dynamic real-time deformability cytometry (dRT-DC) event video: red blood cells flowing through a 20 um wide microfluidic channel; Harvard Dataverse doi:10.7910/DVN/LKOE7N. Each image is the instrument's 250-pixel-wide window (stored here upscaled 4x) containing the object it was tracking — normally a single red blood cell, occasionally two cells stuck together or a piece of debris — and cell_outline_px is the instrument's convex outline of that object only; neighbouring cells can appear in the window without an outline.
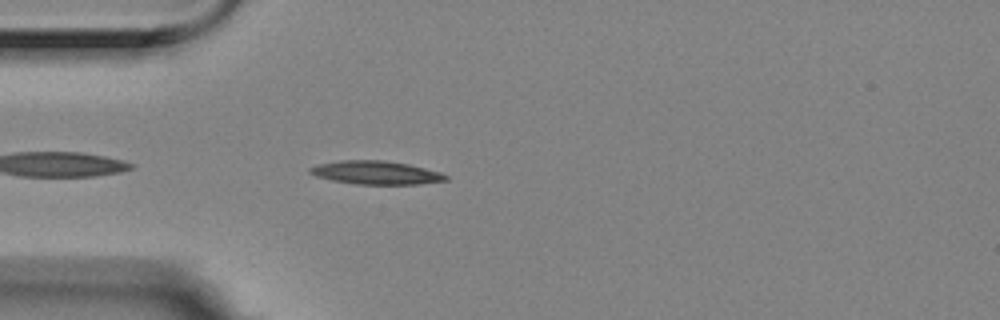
{"species": "Egyptian fruit bat (a non-hibernating species)", "species_latin": "Rousettus aegyptiacus", "temperature_condition": "room temperature", "stored_images_in_passage": 5, "segment_of_instrument_passage": [2, 2], "camera_frame_rate_fps": 3000, "um_per_image_px": 0.085, "animal": {"sex": "female"}, "frame": {"image": 1, "passage_image": 5, "time_ms": 1.333, "image_size_px": [1000, 320], "cell_outline_px": [[448, 180], [420, 184], [356, 184], [332, 180], [316, 176], [308, 172], [308, 168], [320, 164], [340, 160], [384, 160], [408, 164], [440, 172], [448, 176]], "centroid_in_image_um": [31.96, 14.67], "position_along_channel_um": 53.0, "area_um2": 18.44}}